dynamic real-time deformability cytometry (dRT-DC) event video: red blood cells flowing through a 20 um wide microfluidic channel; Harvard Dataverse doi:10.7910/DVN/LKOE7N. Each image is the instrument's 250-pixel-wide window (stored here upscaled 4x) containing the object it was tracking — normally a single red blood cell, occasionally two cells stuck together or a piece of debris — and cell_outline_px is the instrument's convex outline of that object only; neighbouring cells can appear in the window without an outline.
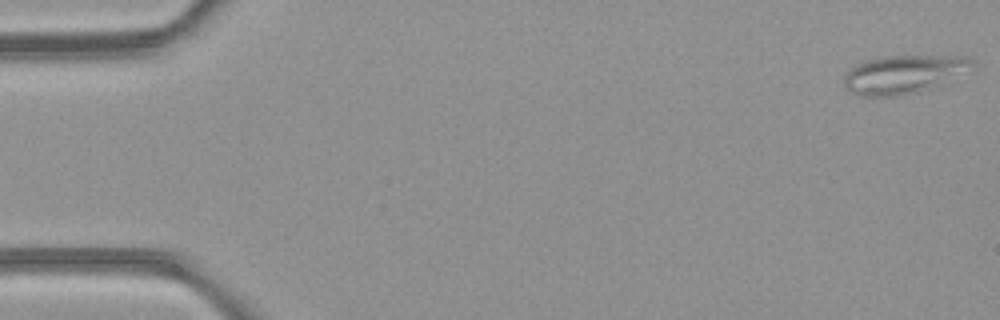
{"species": "common noctule bat (a hibernating species)", "species_latin": "Nyctalus noctula", "temperature_condition": "room temperature", "stored_images_in_passage": 48, "camera_frame_rate_fps": 3000, "um_per_image_px": 0.085, "animal": {"sex": "female", "body_mass_g": 21.9}, "frame": {"image": 1, "passage_image": 1, "time_ms": 0.0, "image_size_px": [1000, 320], "cell_outline_px": [[976, 72], [916, 92], [900, 96], [856, 96], [844, 84], [844, 76], [848, 68], [864, 60], [880, 56], [968, 56], [972, 60]], "centroid_in_image_um": [76.88, 6.3], "position_along_channel_um": 8.1, "area_um2": 29.36}}
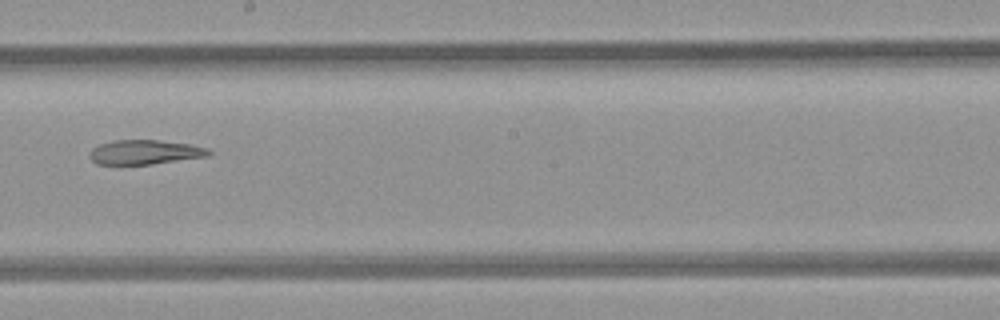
{"frame": {"image": 2, "passage_image": 28, "time_ms": 9.0, "image_size_px": [1000, 320], "cell_outline_px": [[212, 152], [208, 156], [152, 164], [96, 164], [88, 156], [88, 152], [92, 148], [100, 144], [112, 140], [160, 140], [188, 144], [208, 148]], "centroid_in_image_um": [12.28, 12.93], "position_along_channel_um": 235.9, "area_um2": 16.99}}
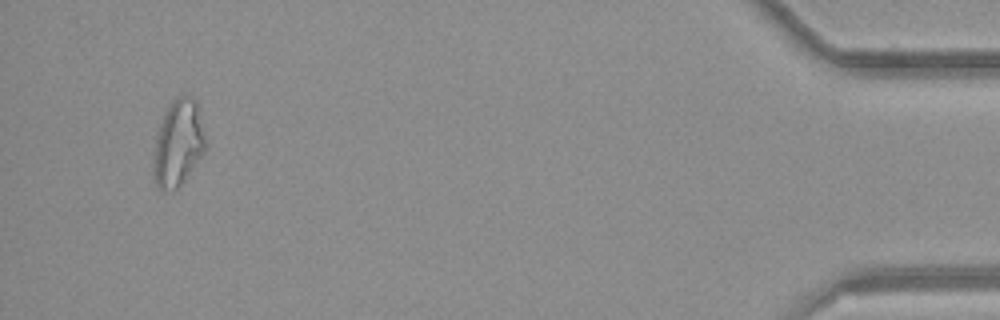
{"frame": {"image": 3, "passage_image": 47, "time_ms": 15.333, "image_size_px": [1000, 320], "cell_outline_px": [[204, 152], [180, 184], [172, 192], [156, 188], [156, 140], [160, 124], [164, 112], [168, 104], [176, 96], [192, 96], [196, 100], [204, 136]], "centroid_in_image_um": [15.16, 12.11], "position_along_channel_um": 420.0, "area_um2": 25.09}}